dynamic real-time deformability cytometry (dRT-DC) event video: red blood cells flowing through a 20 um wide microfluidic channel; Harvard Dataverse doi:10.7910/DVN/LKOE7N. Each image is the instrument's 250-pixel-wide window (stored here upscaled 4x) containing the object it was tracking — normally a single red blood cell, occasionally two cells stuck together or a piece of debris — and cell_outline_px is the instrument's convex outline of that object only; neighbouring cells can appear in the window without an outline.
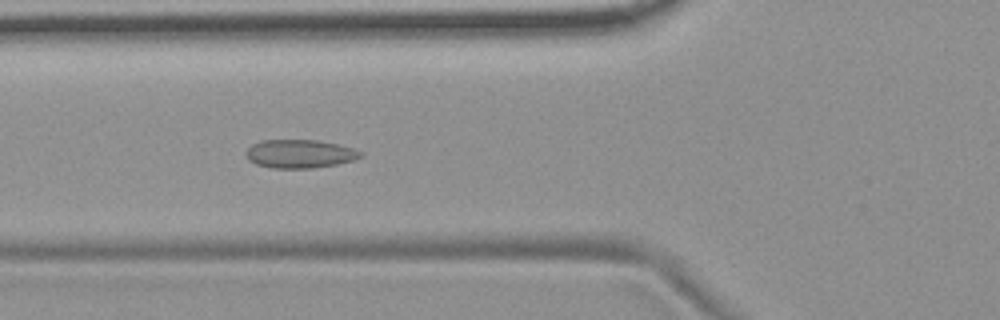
{"species": "common noctule bat (a hibernating species)", "species_latin": "Nyctalus noctula", "temperature_condition": "room temperature", "stored_images_in_passage": 45, "camera_frame_rate_fps": 3000, "um_per_image_px": 0.085, "animal": {"sex": "female", "body_mass_g": 19.9}, "frame": {"image": 1, "passage_image": 15, "time_ms": 4.667, "image_size_px": [1000, 320], "cell_outline_px": [[364, 156], [352, 160], [336, 164], [312, 168], [272, 168], [256, 164], [248, 160], [244, 152], [252, 144], [260, 140], [316, 140], [336, 144], [352, 148], [364, 152]], "centroid_in_image_um": [25.45, 13.07], "position_along_channel_um": 100.3, "area_um2": 19.02}}
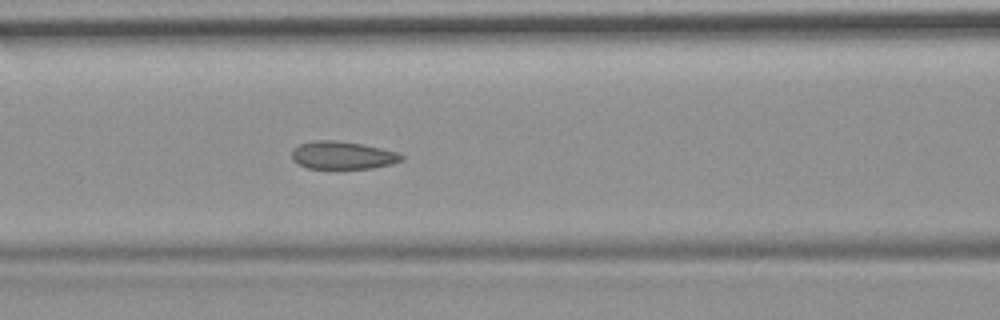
{"frame": {"image": 2, "passage_image": 18, "time_ms": 5.667, "image_size_px": [1000, 320], "cell_outline_px": [[404, 160], [392, 164], [372, 168], [308, 168], [296, 164], [292, 160], [292, 148], [300, 144], [312, 140], [336, 140], [360, 144], [380, 148], [396, 152], [404, 156]], "centroid_in_image_um": [29.08, 13.2], "position_along_channel_um": 137.5, "area_um2": 17.8}}
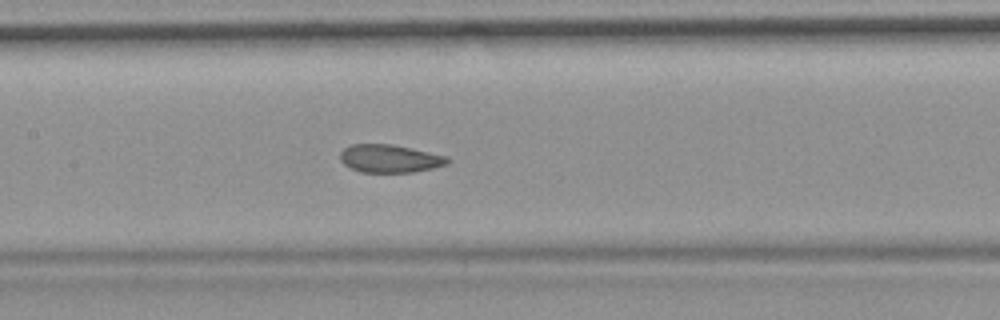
{"frame": {"image": 3, "passage_image": 21, "time_ms": 6.667, "image_size_px": [1000, 320], "cell_outline_px": [[452, 160], [448, 164], [432, 168], [412, 172], [360, 172], [344, 164], [340, 160], [340, 152], [344, 148], [352, 144], [392, 144], [412, 148], [448, 156]], "centroid_in_image_um": [33.15, 13.47], "position_along_channel_um": 174.2, "area_um2": 17.57}, "authors_computed_cell_mechanics": {"area_um2": 18.4382, "velocity_mm_per_s": 3.6931, "shape_relaxation_time_tau1_ms": null, "shape_relaxation_time_tau2_ms": 1.3762, "deformation_change_tau1": null, "deformation_change_tau2": 0.0605}}